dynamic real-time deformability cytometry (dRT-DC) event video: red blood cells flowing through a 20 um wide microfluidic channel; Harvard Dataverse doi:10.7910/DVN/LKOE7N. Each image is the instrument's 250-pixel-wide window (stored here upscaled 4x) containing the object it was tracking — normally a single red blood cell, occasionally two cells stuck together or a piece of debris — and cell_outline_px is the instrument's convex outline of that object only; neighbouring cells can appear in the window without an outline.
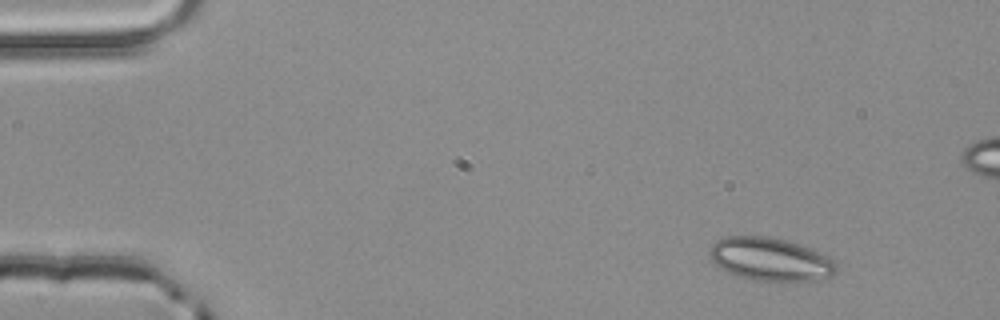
{"species": "common noctule bat (a hibernating species)", "species_latin": "Nyctalus noctula", "temperature_condition": "room temperature", "stored_images_in_passage": 4, "camera_frame_rate_fps": 3000, "um_per_image_px": 0.085, "animal": {"sex": "male", "body_mass_g": 20.4}, "frame": {"image": 1, "passage_image": 1, "time_ms": 0.0, "image_size_px": [1000, 320], "cell_outline_px": [[836, 272], [832, 276], [816, 280], [756, 280], [740, 276], [728, 272], [720, 268], [708, 256], [708, 252], [712, 244], [716, 240], [724, 236], [768, 236], [788, 240], [808, 248], [832, 260], [836, 264]], "centroid_in_image_um": [65.42, 22.02], "position_along_channel_um": 19.6, "area_um2": 31.44}}